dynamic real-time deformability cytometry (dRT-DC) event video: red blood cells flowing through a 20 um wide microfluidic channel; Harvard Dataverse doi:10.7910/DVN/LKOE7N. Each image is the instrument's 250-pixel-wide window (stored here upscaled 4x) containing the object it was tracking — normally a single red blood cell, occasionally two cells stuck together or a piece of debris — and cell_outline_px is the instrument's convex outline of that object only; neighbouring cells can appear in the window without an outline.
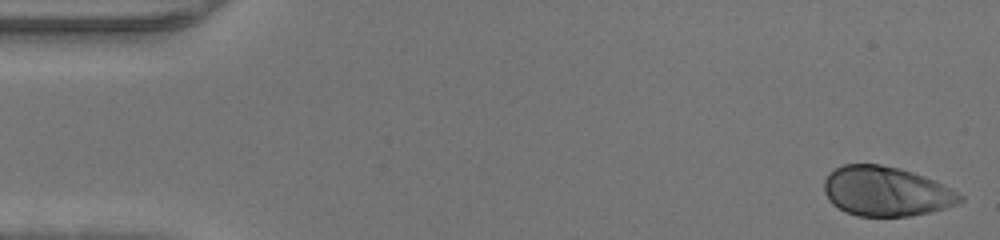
{"species": "human", "species_latin": "Homo sapiens", "temperature_condition": "warm", "stored_images_in_passage": 43, "camera_frame_rate_fps": 3000, "um_per_image_px": 0.085, "donor": {"sex": "male"}, "frame": {"image": 1, "passage_image": 1, "time_ms": 0.0, "image_size_px": [1000, 240], "cell_outline_px": [[964, 200], [956, 204], [944, 208], [928, 212], [908, 216], [856, 216], [832, 204], [828, 200], [824, 192], [824, 180], [828, 172], [844, 164], [880, 164], [900, 168], [924, 176], [944, 184], [964, 196]], "centroid_in_image_um": [75.31, 16.25], "position_along_channel_um": 9.7, "area_um2": 39.36}}
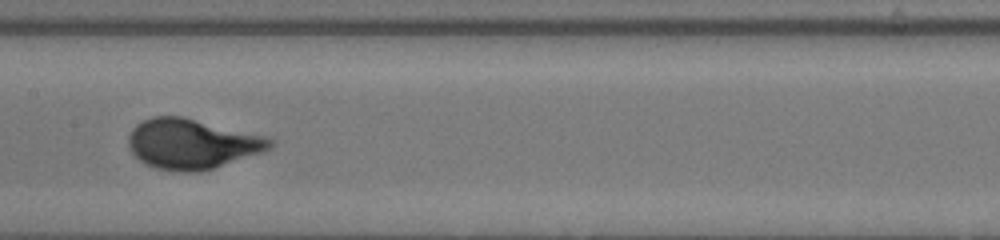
{"frame": {"image": 2, "passage_image": 23, "time_ms": 7.333, "image_size_px": [1000, 240], "cell_outline_px": [[276, 140], [272, 148], [200, 172], [180, 172], [156, 168], [144, 164], [132, 152], [128, 144], [128, 136], [132, 128], [136, 124], [152, 116], [184, 116], [264, 136]], "centroid_in_image_um": [16.28, 12.22], "position_along_channel_um": 191.1, "area_um2": 41.15}}
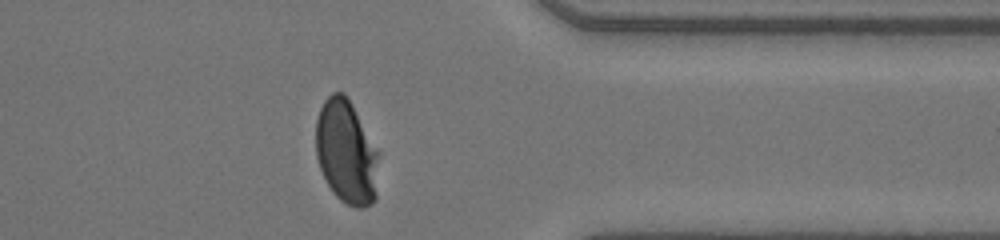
{"frame": {"image": 3, "passage_image": 37, "time_ms": 12.0, "image_size_px": [1000, 240], "cell_outline_px": [[380, 156], [376, 200], [372, 204], [364, 208], [356, 208], [340, 200], [332, 192], [320, 168], [316, 156], [316, 120], [320, 108], [324, 100], [332, 92], [344, 92], [380, 152]], "centroid_in_image_um": [29.47, 12.96], "position_along_channel_um": 381.9, "area_um2": 38.55}}